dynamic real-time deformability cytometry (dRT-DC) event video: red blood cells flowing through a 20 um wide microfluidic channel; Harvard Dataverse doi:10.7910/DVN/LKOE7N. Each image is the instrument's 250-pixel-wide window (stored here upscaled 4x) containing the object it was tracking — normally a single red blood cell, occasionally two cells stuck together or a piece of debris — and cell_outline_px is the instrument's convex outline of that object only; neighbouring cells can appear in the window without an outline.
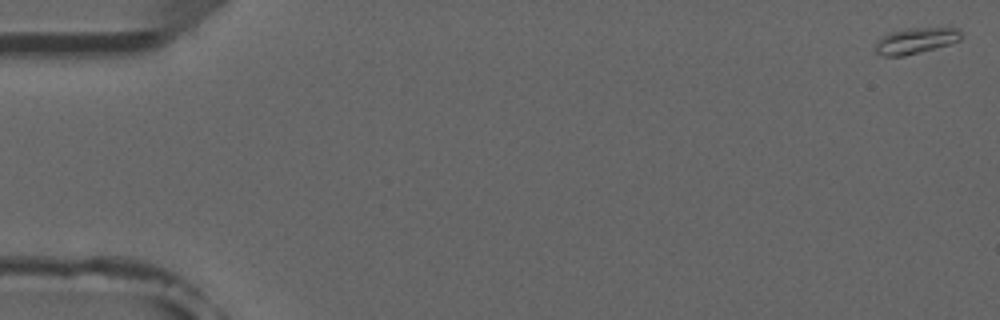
{"species": "common noctule bat (a hibernating species)", "species_latin": "Nyctalus noctula", "temperature_condition": "room temperature", "stored_images_in_passage": 7, "camera_frame_rate_fps": 3000, "um_per_image_px": 0.085, "animal": {"sex": "male", "forearm_length_mm": 52.5}, "frame": {"image": 1, "passage_image": 1, "time_ms": 0.0, "image_size_px": [1000, 320], "cell_outline_px": [[964, 36], [960, 40], [948, 44], [920, 52], [904, 56], [880, 56], [876, 52], [876, 44], [888, 32], [904, 28], [960, 28]], "centroid_in_image_um": [77.87, 3.45], "position_along_channel_um": 7.1, "area_um2": 12.95}}
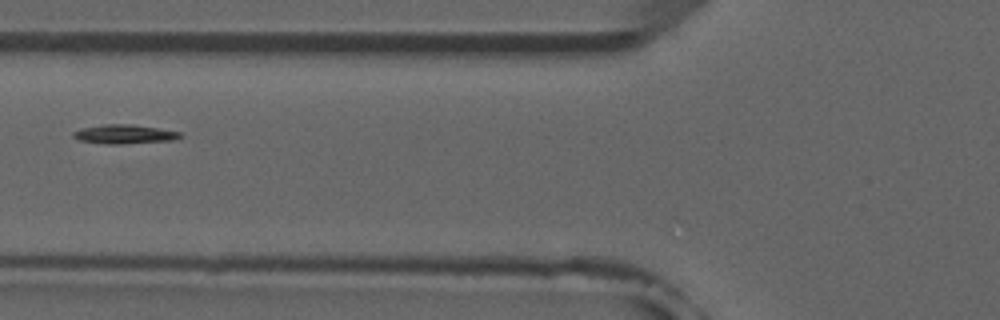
{"frame": {"image": 2, "passage_image": 6, "time_ms": 6.667, "image_size_px": [1000, 320], "cell_outline_px": [[180, 136], [176, 140], [120, 144], [108, 144], [80, 140], [72, 136], [72, 132], [84, 128], [104, 124], [132, 124], [180, 132]], "centroid_in_image_um": [10.57, 11.41], "position_along_channel_um": 115.2, "area_um2": 11.68}}
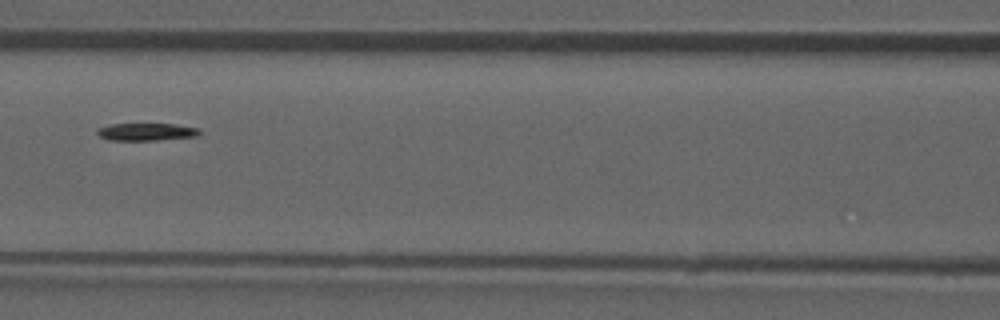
{"frame": {"image": 3, "passage_image": 7, "time_ms": 7.667, "image_size_px": [1000, 320], "cell_outline_px": [[200, 136], [156, 140], [108, 140], [100, 136], [96, 132], [96, 128], [108, 124], [176, 124], [200, 128]], "centroid_in_image_um": [12.45, 11.2], "position_along_channel_um": 154.2, "area_um2": 10.58}}